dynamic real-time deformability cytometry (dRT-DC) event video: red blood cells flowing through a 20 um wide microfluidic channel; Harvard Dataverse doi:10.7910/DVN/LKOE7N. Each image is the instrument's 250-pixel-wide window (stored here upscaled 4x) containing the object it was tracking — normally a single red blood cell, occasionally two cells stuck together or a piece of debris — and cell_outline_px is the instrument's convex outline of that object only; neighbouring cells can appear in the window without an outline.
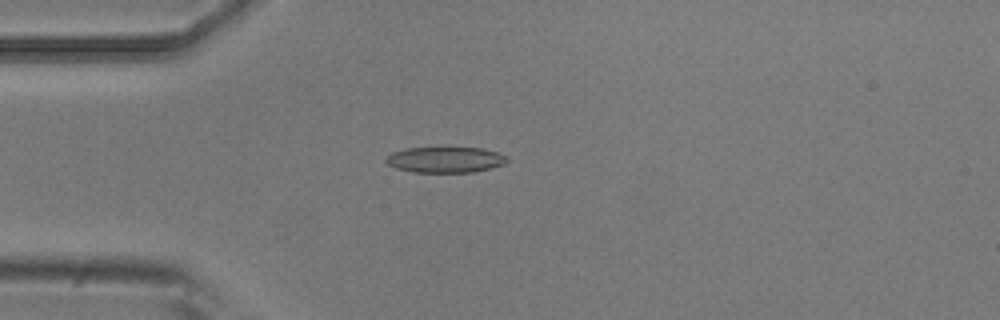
{"species": "common noctule bat (a hibernating species)", "species_latin": "Nyctalus noctula", "temperature_condition": "room temperature", "stored_images_in_passage": 3, "camera_frame_rate_fps": 3000, "um_per_image_px": 0.085, "animal": {"sex": "male", "body_mass_g": 20.5, "forearm_length_mm": 52.5}, "frame": {"image": 1, "passage_image": 3, "time_ms": 0.667, "image_size_px": [1000, 320], "cell_outline_px": [[508, 160], [504, 164], [492, 168], [472, 172], [412, 172], [396, 168], [388, 164], [384, 160], [392, 152], [404, 148], [484, 148], [508, 156]], "centroid_in_image_um": [37.86, 13.57], "position_along_channel_um": 47.1, "area_um2": 18.21}}